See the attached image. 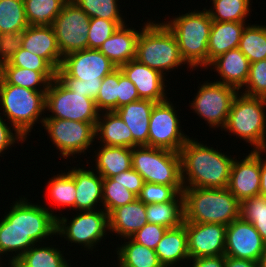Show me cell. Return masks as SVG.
Here are the masks:
<instances>
[{"label": "cell", "mask_w": 266, "mask_h": 267, "mask_svg": "<svg viewBox=\"0 0 266 267\" xmlns=\"http://www.w3.org/2000/svg\"><path fill=\"white\" fill-rule=\"evenodd\" d=\"M250 5L251 0H212V7L206 10L212 21L246 22L252 10Z\"/></svg>", "instance_id": "cell-37"}, {"label": "cell", "mask_w": 266, "mask_h": 267, "mask_svg": "<svg viewBox=\"0 0 266 267\" xmlns=\"http://www.w3.org/2000/svg\"><path fill=\"white\" fill-rule=\"evenodd\" d=\"M95 104L100 113L112 112L119 108V68L102 79Z\"/></svg>", "instance_id": "cell-39"}, {"label": "cell", "mask_w": 266, "mask_h": 267, "mask_svg": "<svg viewBox=\"0 0 266 267\" xmlns=\"http://www.w3.org/2000/svg\"><path fill=\"white\" fill-rule=\"evenodd\" d=\"M46 91H34L16 85L0 84V114L26 140L33 126L44 122ZM3 108V109H2ZM43 114V116H42ZM35 124V125H34Z\"/></svg>", "instance_id": "cell-6"}, {"label": "cell", "mask_w": 266, "mask_h": 267, "mask_svg": "<svg viewBox=\"0 0 266 267\" xmlns=\"http://www.w3.org/2000/svg\"><path fill=\"white\" fill-rule=\"evenodd\" d=\"M266 151H260V192L259 195L266 197V158L263 159ZM262 154V155H261Z\"/></svg>", "instance_id": "cell-55"}, {"label": "cell", "mask_w": 266, "mask_h": 267, "mask_svg": "<svg viewBox=\"0 0 266 267\" xmlns=\"http://www.w3.org/2000/svg\"><path fill=\"white\" fill-rule=\"evenodd\" d=\"M240 207V216L254 225L266 243V197L258 195L244 199Z\"/></svg>", "instance_id": "cell-40"}, {"label": "cell", "mask_w": 266, "mask_h": 267, "mask_svg": "<svg viewBox=\"0 0 266 267\" xmlns=\"http://www.w3.org/2000/svg\"><path fill=\"white\" fill-rule=\"evenodd\" d=\"M155 252L164 266L183 267L190 259L188 253L186 226L167 229L161 241L157 244ZM187 260V261H185ZM178 264L181 266H178Z\"/></svg>", "instance_id": "cell-26"}, {"label": "cell", "mask_w": 266, "mask_h": 267, "mask_svg": "<svg viewBox=\"0 0 266 267\" xmlns=\"http://www.w3.org/2000/svg\"><path fill=\"white\" fill-rule=\"evenodd\" d=\"M143 25L142 30L139 29L136 44L135 59L138 62L158 70L164 76L167 72L186 64L181 57L175 35L163 21L156 23L150 20Z\"/></svg>", "instance_id": "cell-5"}, {"label": "cell", "mask_w": 266, "mask_h": 267, "mask_svg": "<svg viewBox=\"0 0 266 267\" xmlns=\"http://www.w3.org/2000/svg\"><path fill=\"white\" fill-rule=\"evenodd\" d=\"M69 0H24L29 25L51 26Z\"/></svg>", "instance_id": "cell-34"}, {"label": "cell", "mask_w": 266, "mask_h": 267, "mask_svg": "<svg viewBox=\"0 0 266 267\" xmlns=\"http://www.w3.org/2000/svg\"><path fill=\"white\" fill-rule=\"evenodd\" d=\"M265 250L259 232L241 216L226 227L225 256L258 262Z\"/></svg>", "instance_id": "cell-16"}, {"label": "cell", "mask_w": 266, "mask_h": 267, "mask_svg": "<svg viewBox=\"0 0 266 267\" xmlns=\"http://www.w3.org/2000/svg\"><path fill=\"white\" fill-rule=\"evenodd\" d=\"M132 168L145 182L173 186L183 192L179 152L148 146L132 148Z\"/></svg>", "instance_id": "cell-8"}, {"label": "cell", "mask_w": 266, "mask_h": 267, "mask_svg": "<svg viewBox=\"0 0 266 267\" xmlns=\"http://www.w3.org/2000/svg\"><path fill=\"white\" fill-rule=\"evenodd\" d=\"M43 127L64 158L72 156L74 159L76 154H85L96 138L95 125L92 123L44 118Z\"/></svg>", "instance_id": "cell-12"}, {"label": "cell", "mask_w": 266, "mask_h": 267, "mask_svg": "<svg viewBox=\"0 0 266 267\" xmlns=\"http://www.w3.org/2000/svg\"><path fill=\"white\" fill-rule=\"evenodd\" d=\"M155 103L140 99L115 110L132 133L133 148L137 146L149 147L150 116Z\"/></svg>", "instance_id": "cell-23"}, {"label": "cell", "mask_w": 266, "mask_h": 267, "mask_svg": "<svg viewBox=\"0 0 266 267\" xmlns=\"http://www.w3.org/2000/svg\"><path fill=\"white\" fill-rule=\"evenodd\" d=\"M247 22L213 21L208 40V65L225 52L239 46Z\"/></svg>", "instance_id": "cell-27"}, {"label": "cell", "mask_w": 266, "mask_h": 267, "mask_svg": "<svg viewBox=\"0 0 266 267\" xmlns=\"http://www.w3.org/2000/svg\"><path fill=\"white\" fill-rule=\"evenodd\" d=\"M250 64L248 58L239 48H236L215 58L208 66H213L214 72L216 71L218 76H220L219 80L217 79L214 82L228 85L241 91L246 84Z\"/></svg>", "instance_id": "cell-21"}, {"label": "cell", "mask_w": 266, "mask_h": 267, "mask_svg": "<svg viewBox=\"0 0 266 267\" xmlns=\"http://www.w3.org/2000/svg\"><path fill=\"white\" fill-rule=\"evenodd\" d=\"M168 228L154 223H147L130 238L138 244L155 250Z\"/></svg>", "instance_id": "cell-47"}, {"label": "cell", "mask_w": 266, "mask_h": 267, "mask_svg": "<svg viewBox=\"0 0 266 267\" xmlns=\"http://www.w3.org/2000/svg\"><path fill=\"white\" fill-rule=\"evenodd\" d=\"M258 267H266V250L264 253L260 256V259L258 260Z\"/></svg>", "instance_id": "cell-56"}, {"label": "cell", "mask_w": 266, "mask_h": 267, "mask_svg": "<svg viewBox=\"0 0 266 267\" xmlns=\"http://www.w3.org/2000/svg\"><path fill=\"white\" fill-rule=\"evenodd\" d=\"M45 111L52 113L47 117L45 115V118L81 121L95 126L100 114L95 100L80 93H73L56 77L50 82L46 91Z\"/></svg>", "instance_id": "cell-9"}, {"label": "cell", "mask_w": 266, "mask_h": 267, "mask_svg": "<svg viewBox=\"0 0 266 267\" xmlns=\"http://www.w3.org/2000/svg\"><path fill=\"white\" fill-rule=\"evenodd\" d=\"M126 239L128 242L125 243ZM117 264L121 267H162L155 250L138 244L130 237L116 248Z\"/></svg>", "instance_id": "cell-32"}, {"label": "cell", "mask_w": 266, "mask_h": 267, "mask_svg": "<svg viewBox=\"0 0 266 267\" xmlns=\"http://www.w3.org/2000/svg\"><path fill=\"white\" fill-rule=\"evenodd\" d=\"M60 68L80 83L102 84V79L117 67L98 49H84L63 57Z\"/></svg>", "instance_id": "cell-15"}, {"label": "cell", "mask_w": 266, "mask_h": 267, "mask_svg": "<svg viewBox=\"0 0 266 267\" xmlns=\"http://www.w3.org/2000/svg\"><path fill=\"white\" fill-rule=\"evenodd\" d=\"M244 87L245 91L241 90V93L266 98V59L250 64L249 75Z\"/></svg>", "instance_id": "cell-44"}, {"label": "cell", "mask_w": 266, "mask_h": 267, "mask_svg": "<svg viewBox=\"0 0 266 267\" xmlns=\"http://www.w3.org/2000/svg\"><path fill=\"white\" fill-rule=\"evenodd\" d=\"M137 199L123 184L112 178H103V209L110 214L117 207L127 205Z\"/></svg>", "instance_id": "cell-42"}, {"label": "cell", "mask_w": 266, "mask_h": 267, "mask_svg": "<svg viewBox=\"0 0 266 267\" xmlns=\"http://www.w3.org/2000/svg\"><path fill=\"white\" fill-rule=\"evenodd\" d=\"M138 100L140 97L136 87L119 68V108Z\"/></svg>", "instance_id": "cell-51"}, {"label": "cell", "mask_w": 266, "mask_h": 267, "mask_svg": "<svg viewBox=\"0 0 266 267\" xmlns=\"http://www.w3.org/2000/svg\"><path fill=\"white\" fill-rule=\"evenodd\" d=\"M114 181L123 184L136 196L139 195L145 181L133 168L121 172L119 175L111 177Z\"/></svg>", "instance_id": "cell-52"}, {"label": "cell", "mask_w": 266, "mask_h": 267, "mask_svg": "<svg viewBox=\"0 0 266 267\" xmlns=\"http://www.w3.org/2000/svg\"><path fill=\"white\" fill-rule=\"evenodd\" d=\"M184 221L228 226L240 217L241 202L225 188L183 189Z\"/></svg>", "instance_id": "cell-3"}, {"label": "cell", "mask_w": 266, "mask_h": 267, "mask_svg": "<svg viewBox=\"0 0 266 267\" xmlns=\"http://www.w3.org/2000/svg\"><path fill=\"white\" fill-rule=\"evenodd\" d=\"M238 48L250 63L266 59V26L248 23L242 32Z\"/></svg>", "instance_id": "cell-36"}, {"label": "cell", "mask_w": 266, "mask_h": 267, "mask_svg": "<svg viewBox=\"0 0 266 267\" xmlns=\"http://www.w3.org/2000/svg\"><path fill=\"white\" fill-rule=\"evenodd\" d=\"M227 189L240 201L260 192V151H250L242 160L233 161Z\"/></svg>", "instance_id": "cell-18"}, {"label": "cell", "mask_w": 266, "mask_h": 267, "mask_svg": "<svg viewBox=\"0 0 266 267\" xmlns=\"http://www.w3.org/2000/svg\"><path fill=\"white\" fill-rule=\"evenodd\" d=\"M224 267H258V262L225 256Z\"/></svg>", "instance_id": "cell-54"}, {"label": "cell", "mask_w": 266, "mask_h": 267, "mask_svg": "<svg viewBox=\"0 0 266 267\" xmlns=\"http://www.w3.org/2000/svg\"><path fill=\"white\" fill-rule=\"evenodd\" d=\"M188 261L187 264H185V267H187L188 265L189 267H224L225 255L199 257L195 259H189ZM188 263L192 264L190 265Z\"/></svg>", "instance_id": "cell-53"}, {"label": "cell", "mask_w": 266, "mask_h": 267, "mask_svg": "<svg viewBox=\"0 0 266 267\" xmlns=\"http://www.w3.org/2000/svg\"><path fill=\"white\" fill-rule=\"evenodd\" d=\"M266 98L238 92L223 130L249 143L252 151H266Z\"/></svg>", "instance_id": "cell-7"}, {"label": "cell", "mask_w": 266, "mask_h": 267, "mask_svg": "<svg viewBox=\"0 0 266 267\" xmlns=\"http://www.w3.org/2000/svg\"><path fill=\"white\" fill-rule=\"evenodd\" d=\"M95 133L96 139L104 146L133 148L132 133L115 111L99 114Z\"/></svg>", "instance_id": "cell-28"}, {"label": "cell", "mask_w": 266, "mask_h": 267, "mask_svg": "<svg viewBox=\"0 0 266 267\" xmlns=\"http://www.w3.org/2000/svg\"><path fill=\"white\" fill-rule=\"evenodd\" d=\"M140 32L135 28H129L127 24L120 26L99 47L102 52L117 68H120L130 60L135 59L136 44Z\"/></svg>", "instance_id": "cell-24"}, {"label": "cell", "mask_w": 266, "mask_h": 267, "mask_svg": "<svg viewBox=\"0 0 266 267\" xmlns=\"http://www.w3.org/2000/svg\"><path fill=\"white\" fill-rule=\"evenodd\" d=\"M197 95L193 98L190 108L199 117L207 121L210 128L223 129L238 90L234 87L213 81H205L198 86Z\"/></svg>", "instance_id": "cell-11"}, {"label": "cell", "mask_w": 266, "mask_h": 267, "mask_svg": "<svg viewBox=\"0 0 266 267\" xmlns=\"http://www.w3.org/2000/svg\"><path fill=\"white\" fill-rule=\"evenodd\" d=\"M125 21H112L102 18H90L88 31V49H99L120 26L125 25Z\"/></svg>", "instance_id": "cell-43"}, {"label": "cell", "mask_w": 266, "mask_h": 267, "mask_svg": "<svg viewBox=\"0 0 266 267\" xmlns=\"http://www.w3.org/2000/svg\"><path fill=\"white\" fill-rule=\"evenodd\" d=\"M74 216L70 221L65 215L57 217L56 235L64 237L67 244L82 245L86 251L92 252L95 245L105 239L107 230L109 233V214L99 208L94 211H78Z\"/></svg>", "instance_id": "cell-10"}, {"label": "cell", "mask_w": 266, "mask_h": 267, "mask_svg": "<svg viewBox=\"0 0 266 267\" xmlns=\"http://www.w3.org/2000/svg\"><path fill=\"white\" fill-rule=\"evenodd\" d=\"M147 223L162 225L168 229L180 226L184 221L183 194L172 201L146 205Z\"/></svg>", "instance_id": "cell-33"}, {"label": "cell", "mask_w": 266, "mask_h": 267, "mask_svg": "<svg viewBox=\"0 0 266 267\" xmlns=\"http://www.w3.org/2000/svg\"><path fill=\"white\" fill-rule=\"evenodd\" d=\"M2 260H3V259H2V256H1V254H0V263H1V264H0V267H3V266H2V265H3V264H2ZM6 267H7V266H6Z\"/></svg>", "instance_id": "cell-57"}, {"label": "cell", "mask_w": 266, "mask_h": 267, "mask_svg": "<svg viewBox=\"0 0 266 267\" xmlns=\"http://www.w3.org/2000/svg\"><path fill=\"white\" fill-rule=\"evenodd\" d=\"M101 146V147H100ZM95 152L94 169L102 178H111L132 168V148L104 146L100 144Z\"/></svg>", "instance_id": "cell-29"}, {"label": "cell", "mask_w": 266, "mask_h": 267, "mask_svg": "<svg viewBox=\"0 0 266 267\" xmlns=\"http://www.w3.org/2000/svg\"><path fill=\"white\" fill-rule=\"evenodd\" d=\"M46 184H48L46 190L49 195V200L53 202L51 204L60 208L70 207L73 211L75 210V179L69 171H64L56 176L54 175Z\"/></svg>", "instance_id": "cell-35"}, {"label": "cell", "mask_w": 266, "mask_h": 267, "mask_svg": "<svg viewBox=\"0 0 266 267\" xmlns=\"http://www.w3.org/2000/svg\"><path fill=\"white\" fill-rule=\"evenodd\" d=\"M164 24L175 35L182 59L187 68L208 67V40L212 19L206 7L202 11L191 12L169 17ZM189 65V66H188Z\"/></svg>", "instance_id": "cell-4"}, {"label": "cell", "mask_w": 266, "mask_h": 267, "mask_svg": "<svg viewBox=\"0 0 266 267\" xmlns=\"http://www.w3.org/2000/svg\"><path fill=\"white\" fill-rule=\"evenodd\" d=\"M0 66H18L24 69H32L38 72H56V70L41 56L20 48L8 62Z\"/></svg>", "instance_id": "cell-45"}, {"label": "cell", "mask_w": 266, "mask_h": 267, "mask_svg": "<svg viewBox=\"0 0 266 267\" xmlns=\"http://www.w3.org/2000/svg\"><path fill=\"white\" fill-rule=\"evenodd\" d=\"M21 47L44 58L56 71L60 68L63 56L59 50L52 25H29L25 29V36Z\"/></svg>", "instance_id": "cell-22"}, {"label": "cell", "mask_w": 266, "mask_h": 267, "mask_svg": "<svg viewBox=\"0 0 266 267\" xmlns=\"http://www.w3.org/2000/svg\"><path fill=\"white\" fill-rule=\"evenodd\" d=\"M28 26L24 0H0V34L19 32Z\"/></svg>", "instance_id": "cell-38"}, {"label": "cell", "mask_w": 266, "mask_h": 267, "mask_svg": "<svg viewBox=\"0 0 266 267\" xmlns=\"http://www.w3.org/2000/svg\"><path fill=\"white\" fill-rule=\"evenodd\" d=\"M178 194L173 186L145 182L137 198L147 205L172 201Z\"/></svg>", "instance_id": "cell-46"}, {"label": "cell", "mask_w": 266, "mask_h": 267, "mask_svg": "<svg viewBox=\"0 0 266 267\" xmlns=\"http://www.w3.org/2000/svg\"><path fill=\"white\" fill-rule=\"evenodd\" d=\"M42 244L37 243L32 246L11 267H72L63 252L55 247L56 245Z\"/></svg>", "instance_id": "cell-31"}, {"label": "cell", "mask_w": 266, "mask_h": 267, "mask_svg": "<svg viewBox=\"0 0 266 267\" xmlns=\"http://www.w3.org/2000/svg\"><path fill=\"white\" fill-rule=\"evenodd\" d=\"M25 30L0 34V65L9 59L21 48Z\"/></svg>", "instance_id": "cell-49"}, {"label": "cell", "mask_w": 266, "mask_h": 267, "mask_svg": "<svg viewBox=\"0 0 266 267\" xmlns=\"http://www.w3.org/2000/svg\"><path fill=\"white\" fill-rule=\"evenodd\" d=\"M177 115L170 98L155 103L150 116L149 147L180 152L189 136L182 131Z\"/></svg>", "instance_id": "cell-13"}, {"label": "cell", "mask_w": 266, "mask_h": 267, "mask_svg": "<svg viewBox=\"0 0 266 267\" xmlns=\"http://www.w3.org/2000/svg\"><path fill=\"white\" fill-rule=\"evenodd\" d=\"M190 259L225 255L226 225L183 222Z\"/></svg>", "instance_id": "cell-17"}, {"label": "cell", "mask_w": 266, "mask_h": 267, "mask_svg": "<svg viewBox=\"0 0 266 267\" xmlns=\"http://www.w3.org/2000/svg\"><path fill=\"white\" fill-rule=\"evenodd\" d=\"M90 17L69 0L54 20L57 44L61 55L87 49Z\"/></svg>", "instance_id": "cell-14"}, {"label": "cell", "mask_w": 266, "mask_h": 267, "mask_svg": "<svg viewBox=\"0 0 266 267\" xmlns=\"http://www.w3.org/2000/svg\"><path fill=\"white\" fill-rule=\"evenodd\" d=\"M184 188H225L235 157L208 147L196 139L187 140L180 150Z\"/></svg>", "instance_id": "cell-2"}, {"label": "cell", "mask_w": 266, "mask_h": 267, "mask_svg": "<svg viewBox=\"0 0 266 267\" xmlns=\"http://www.w3.org/2000/svg\"><path fill=\"white\" fill-rule=\"evenodd\" d=\"M121 71L136 87L140 99L162 102L168 99L166 93V76L136 59L120 67Z\"/></svg>", "instance_id": "cell-19"}, {"label": "cell", "mask_w": 266, "mask_h": 267, "mask_svg": "<svg viewBox=\"0 0 266 267\" xmlns=\"http://www.w3.org/2000/svg\"><path fill=\"white\" fill-rule=\"evenodd\" d=\"M56 72H38L18 66H0V84L16 85L34 91H47Z\"/></svg>", "instance_id": "cell-30"}, {"label": "cell", "mask_w": 266, "mask_h": 267, "mask_svg": "<svg viewBox=\"0 0 266 267\" xmlns=\"http://www.w3.org/2000/svg\"><path fill=\"white\" fill-rule=\"evenodd\" d=\"M73 167L68 171L75 179V210L94 211L98 209L97 206L103 208V178L92 166L91 170L83 167Z\"/></svg>", "instance_id": "cell-20"}, {"label": "cell", "mask_w": 266, "mask_h": 267, "mask_svg": "<svg viewBox=\"0 0 266 267\" xmlns=\"http://www.w3.org/2000/svg\"><path fill=\"white\" fill-rule=\"evenodd\" d=\"M147 224L146 205L138 198L109 214V231L121 238L132 236Z\"/></svg>", "instance_id": "cell-25"}, {"label": "cell", "mask_w": 266, "mask_h": 267, "mask_svg": "<svg viewBox=\"0 0 266 267\" xmlns=\"http://www.w3.org/2000/svg\"><path fill=\"white\" fill-rule=\"evenodd\" d=\"M56 78L73 93L83 94L93 100L97 98L101 88V84L80 83L79 79L69 77L61 68L56 71Z\"/></svg>", "instance_id": "cell-48"}, {"label": "cell", "mask_w": 266, "mask_h": 267, "mask_svg": "<svg viewBox=\"0 0 266 267\" xmlns=\"http://www.w3.org/2000/svg\"><path fill=\"white\" fill-rule=\"evenodd\" d=\"M90 18H102L112 21H125L120 13L119 0H71ZM119 5V6H118Z\"/></svg>", "instance_id": "cell-41"}, {"label": "cell", "mask_w": 266, "mask_h": 267, "mask_svg": "<svg viewBox=\"0 0 266 267\" xmlns=\"http://www.w3.org/2000/svg\"><path fill=\"white\" fill-rule=\"evenodd\" d=\"M18 141L23 143L25 139L0 114V156L1 154H5L6 150L14 146V143H18Z\"/></svg>", "instance_id": "cell-50"}, {"label": "cell", "mask_w": 266, "mask_h": 267, "mask_svg": "<svg viewBox=\"0 0 266 267\" xmlns=\"http://www.w3.org/2000/svg\"><path fill=\"white\" fill-rule=\"evenodd\" d=\"M28 201L24 196L19 197V201H14L10 211L0 220V254L2 258L10 256L8 267L37 242L40 244L49 236L52 239V235L57 236L58 215L54 210Z\"/></svg>", "instance_id": "cell-1"}]
</instances>
